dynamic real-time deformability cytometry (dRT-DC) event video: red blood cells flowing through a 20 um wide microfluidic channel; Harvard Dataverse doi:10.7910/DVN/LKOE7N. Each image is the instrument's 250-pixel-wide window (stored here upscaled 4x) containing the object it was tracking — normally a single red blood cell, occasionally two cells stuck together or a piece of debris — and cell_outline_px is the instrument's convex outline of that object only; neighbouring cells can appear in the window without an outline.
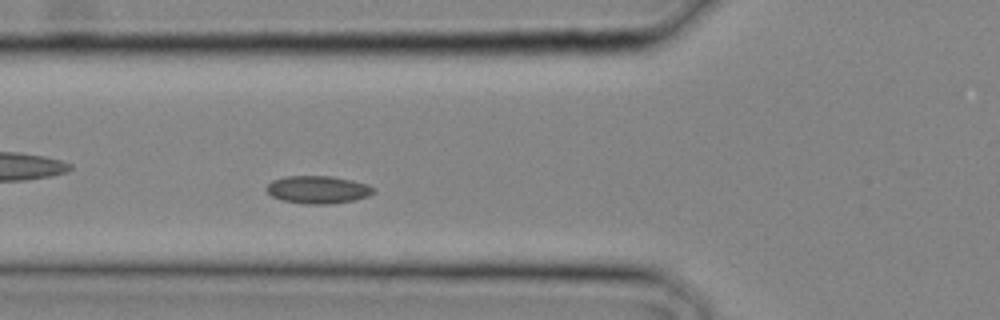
{"species": "common noctule bat (a hibernating species)", "species_latin": "Nyctalus noctula", "temperature_condition": "cold", "stored_images_in_passage": 25, "camera_frame_rate_fps": 3000, "um_per_image_px": 0.085, "animal": {"sex": "male", "body_mass_g": 20.4}, "frame": {"image": 1, "passage_image": 8, "time_ms": 2.333, "image_size_px": [1000, 320], "cell_outline_px": [[376, 192], [368, 196], [352, 200], [332, 204], [304, 204], [280, 200], [272, 196], [268, 192], [268, 184], [272, 180], [284, 176], [332, 176], [352, 180], [368, 184], [376, 188]], "centroid_in_image_um": [27.05, 16.12], "position_along_channel_um": 98.8, "area_um2": 17.4}}
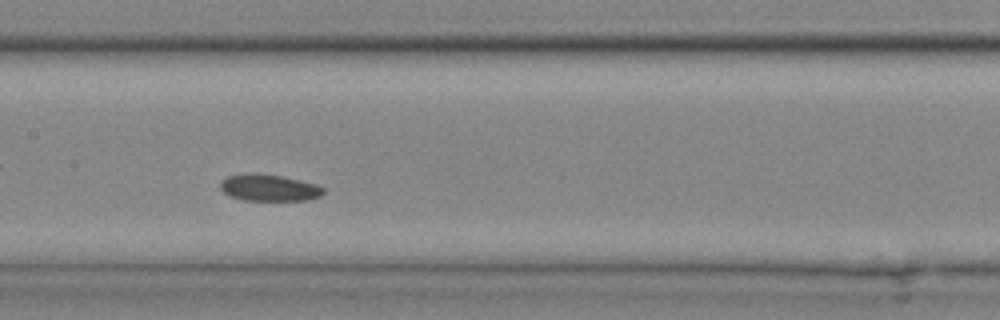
{"frame": {"image": 2, "passage_image": 12, "time_ms": 3.667, "image_size_px": [1000, 320], "cell_outline_px": [[324, 192], [320, 196], [308, 200], [244, 200], [232, 196], [224, 192], [220, 188], [220, 184], [228, 176], [280, 176], [300, 180], [316, 184], [324, 188]], "centroid_in_image_um": [22.96, 16.01], "position_along_channel_um": 184.4, "area_um2": 15.09}}
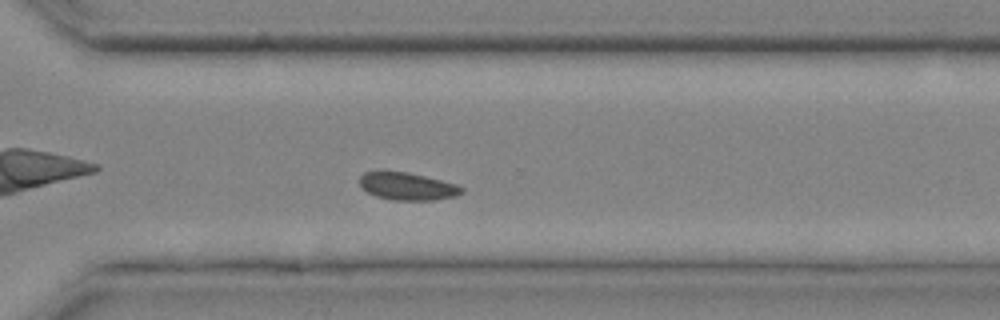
{"frame": {"image": 3, "passage_image": 19, "time_ms": 6.0, "image_size_px": [1000, 320], "cell_outline_px": [[464, 192], [456, 196], [432, 200], [392, 200], [376, 196], [368, 192], [360, 184], [360, 176], [364, 172], [376, 168], [384, 168], [408, 172], [456, 184], [464, 188]], "centroid_in_image_um": [34.57, 15.79], "position_along_channel_um": 336.0, "area_um2": 16.88}}